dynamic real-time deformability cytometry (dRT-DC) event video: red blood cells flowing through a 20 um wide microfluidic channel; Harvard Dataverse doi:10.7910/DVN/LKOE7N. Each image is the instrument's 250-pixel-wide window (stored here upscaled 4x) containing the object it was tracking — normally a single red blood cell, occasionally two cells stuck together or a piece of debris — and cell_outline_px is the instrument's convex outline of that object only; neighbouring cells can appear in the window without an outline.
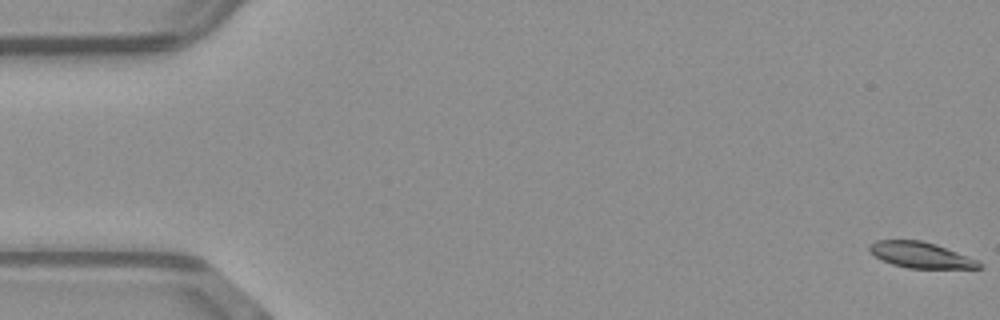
{"species": "common noctule bat (a hibernating species)", "species_latin": "Nyctalus noctula", "temperature_condition": "warm", "stored_images_in_passage": 51, "camera_frame_rate_fps": 3000, "um_per_image_px": 0.085, "animal": {"sex": "male", "body_mass_g": 23.1, "forearm_length_mm": 52.7}, "frame": {"image": 1, "passage_image": 1, "time_ms": 0.0, "image_size_px": [1000, 320], "cell_outline_px": [[984, 268], [908, 268], [892, 264], [868, 252], [868, 244], [876, 240], [920, 240], [936, 244], [976, 260], [984, 264]], "centroid_in_image_um": [78.23, 21.67], "position_along_channel_um": 6.8, "area_um2": 16.42}}
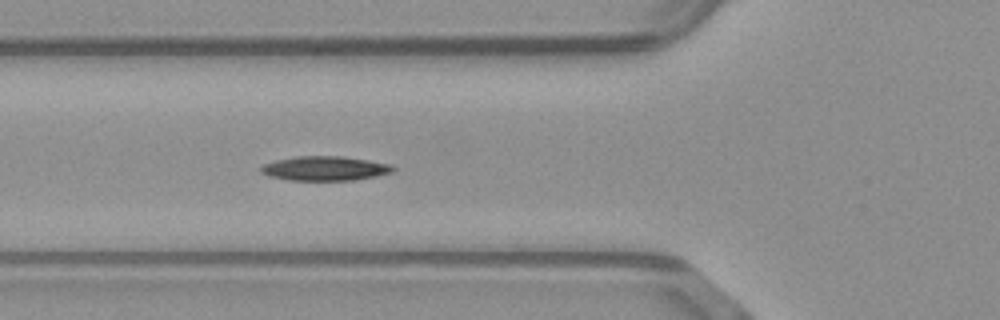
{"frame": {"image": 2, "passage_image": 19, "time_ms": 6.0, "image_size_px": [1000, 320], "cell_outline_px": [[396, 168], [392, 172], [376, 176], [356, 180], [288, 180], [268, 176], [260, 172], [260, 168], [264, 164], [276, 160], [296, 156], [344, 156], [392, 164]], "centroid_in_image_um": [27.63, 14.31], "position_along_channel_um": 98.2, "area_um2": 18.9}}
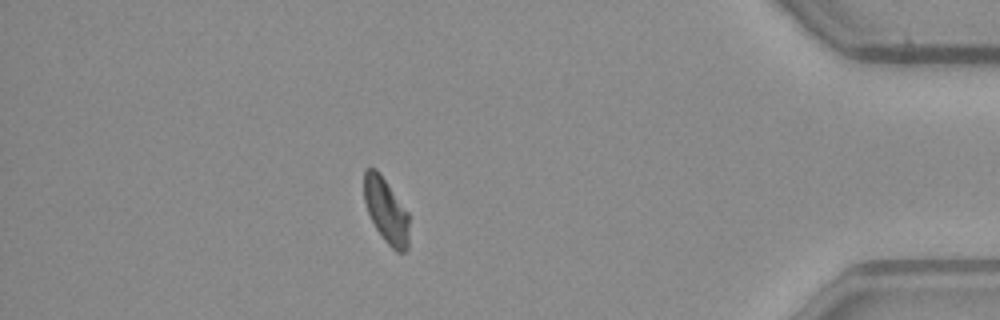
{"frame": {"image": 3, "passage_image": 45, "time_ms": 14.667, "image_size_px": [1000, 320], "cell_outline_px": [[408, 248], [404, 252], [396, 252], [384, 240], [376, 228], [368, 212], [364, 200], [364, 168], [376, 168], [380, 172], [408, 212]], "centroid_in_image_um": [32.81, 17.88], "position_along_channel_um": 402.4, "area_um2": 16.99}, "authors_computed_cell_mechanics": {"area_um2": 18.0336, "velocity_mm_per_s": 4.0587, "shape_relaxation_time_tau1_ms": 5.4366, "shape_relaxation_time_tau2_ms": null, "deformation_change_tau1": 0.1374, "deformation_change_tau2": null}}